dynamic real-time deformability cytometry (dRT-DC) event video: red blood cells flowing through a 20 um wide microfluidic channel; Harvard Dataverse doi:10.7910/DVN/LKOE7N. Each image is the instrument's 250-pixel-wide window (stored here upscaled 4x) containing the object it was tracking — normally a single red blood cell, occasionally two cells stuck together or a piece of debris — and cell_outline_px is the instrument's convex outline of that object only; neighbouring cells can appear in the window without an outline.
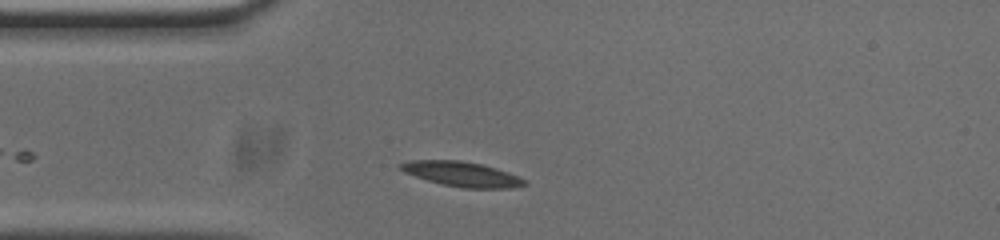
{"species": "common noctule bat (a hibernating species)", "species_latin": "Nyctalus noctula", "temperature_condition": "cold", "stored_images_in_passage": 28, "camera_frame_rate_fps": 3000, "um_per_image_px": 0.085, "animal": {"sex": "male", "body_mass_g": 20.0, "forearm_length_mm": 53.3}, "frame": {"image": 1, "passage_image": 3, "time_ms": 0.667, "image_size_px": [1000, 240], "cell_outline_px": [[528, 184], [512, 188], [464, 188], [444, 184], [428, 180], [404, 172], [396, 164], [412, 160], [460, 160], [480, 164], [496, 168], [508, 172], [524, 180]], "centroid_in_image_um": [39.24, 14.79], "position_along_channel_um": 45.8, "area_um2": 17.69}}